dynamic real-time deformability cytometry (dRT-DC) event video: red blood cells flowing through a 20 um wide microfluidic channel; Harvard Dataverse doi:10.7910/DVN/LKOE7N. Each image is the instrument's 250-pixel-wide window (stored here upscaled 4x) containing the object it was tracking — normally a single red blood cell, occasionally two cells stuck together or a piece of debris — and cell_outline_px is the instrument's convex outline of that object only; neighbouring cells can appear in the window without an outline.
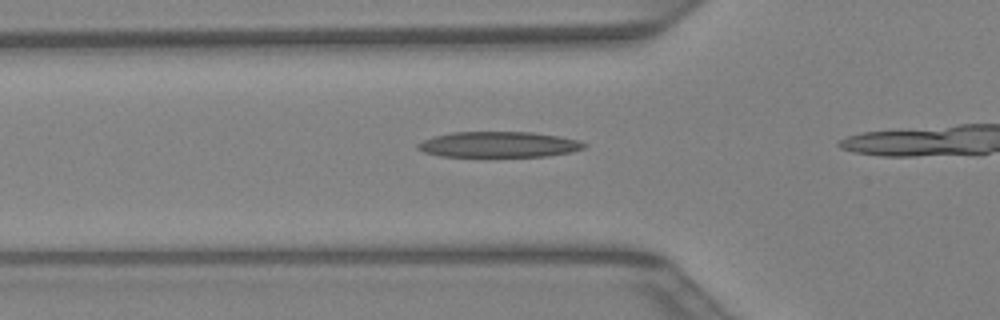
{"species": "Egyptian fruit bat (a non-hibernating species)", "species_latin": "Rousettus aegyptiacus", "temperature_condition": "warm", "stored_images_in_passage": 14, "camera_frame_rate_fps": 3000, "um_per_image_px": 0.085, "animal": {"sex": "female"}, "frame": {"image": 1, "passage_image": 10, "time_ms": 3.0, "image_size_px": [1000, 320], "cell_outline_px": [[588, 144], [584, 148], [572, 152], [548, 156], [440, 156], [424, 152], [416, 148], [416, 144], [424, 140], [436, 136], [452, 132], [532, 132], [560, 136], [580, 140]], "centroid_in_image_um": [42.44, 12.28], "position_along_channel_um": 83.4, "area_um2": 24.91}}